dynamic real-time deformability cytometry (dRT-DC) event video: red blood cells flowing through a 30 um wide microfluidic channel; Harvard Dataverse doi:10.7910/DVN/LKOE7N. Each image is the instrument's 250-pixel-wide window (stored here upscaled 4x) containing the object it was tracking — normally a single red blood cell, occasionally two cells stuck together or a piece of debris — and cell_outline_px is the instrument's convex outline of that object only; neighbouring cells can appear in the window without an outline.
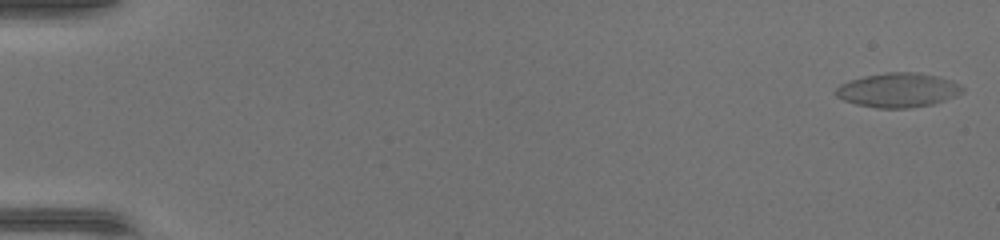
{"species": "common noctule bat (a hibernating species)", "species_latin": "Nyctalus noctula", "temperature_condition": "warm", "stored_images_in_passage": 48, "camera_frame_rate_fps": 3000, "um_per_image_px": 0.085, "animal": {"sex": "female", "body_mass_g": 17.0, "forearm_length_mm": 48.0}, "frame": {"image": 1, "passage_image": 1, "time_ms": 0.0, "image_size_px": [1000, 240], "cell_outline_px": [[964, 92], [956, 96], [932, 104], [908, 108], [876, 108], [856, 104], [844, 100], [836, 96], [836, 88], [840, 84], [864, 76], [884, 72], [920, 72], [940, 76], [952, 80], [960, 84], [964, 88]], "centroid_in_image_um": [76.38, 7.65], "position_along_channel_um": 8.6, "area_um2": 25.49}}
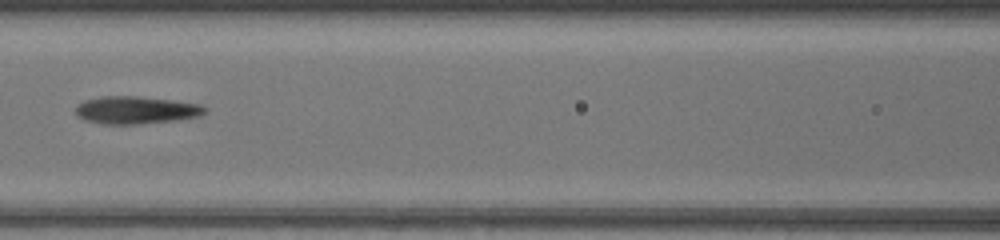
{"frame": {"image": 2, "passage_image": 23, "time_ms": 7.333, "image_size_px": [1000, 240], "cell_outline_px": [[208, 108], [200, 116], [176, 120], [136, 124], [104, 124], [84, 120], [76, 116], [76, 108], [84, 100], [100, 96], [136, 96], [172, 100], [200, 104]], "centroid_in_image_um": [11.55, 9.35], "position_along_channel_um": 155.1, "area_um2": 20.75}}
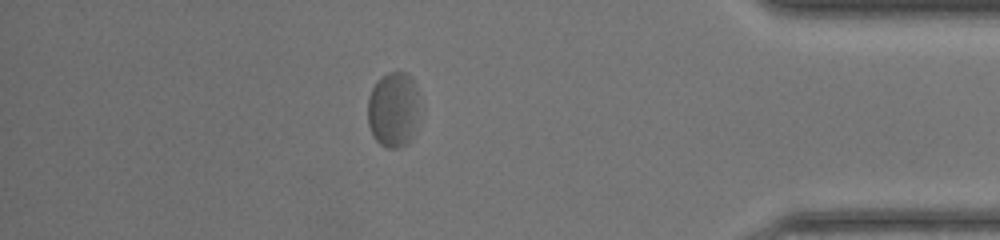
{"frame": {"image": 3, "passage_image": 42, "time_ms": 13.667, "image_size_px": [1000, 240], "cell_outline_px": [[416, 116], [408, 144], [400, 148], [388, 148], [380, 144], [372, 136], [368, 124], [368, 96], [376, 80], [388, 72], [408, 72], [412, 80], [416, 92]], "centroid_in_image_um": [33.35, 9.31], "position_along_channel_um": 401.8, "area_um2": 22.31}}